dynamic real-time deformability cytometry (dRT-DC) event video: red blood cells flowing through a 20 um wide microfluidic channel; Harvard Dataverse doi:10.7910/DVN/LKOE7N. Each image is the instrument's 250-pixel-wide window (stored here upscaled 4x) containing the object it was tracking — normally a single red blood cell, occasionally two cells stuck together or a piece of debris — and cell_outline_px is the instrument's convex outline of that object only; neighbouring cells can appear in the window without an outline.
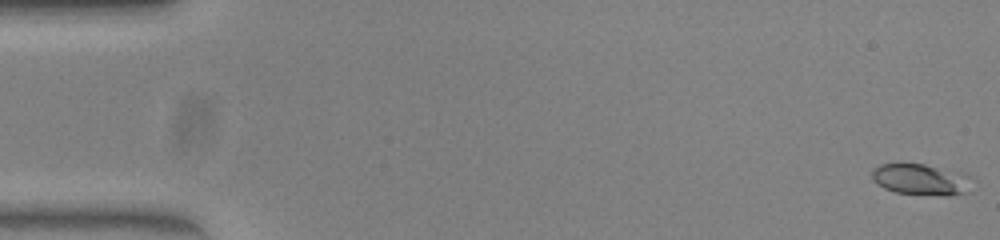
{"species": "common noctule bat (a hibernating species)", "species_latin": "Nyctalus noctula", "temperature_condition": "warm", "stored_images_in_passage": 51, "camera_frame_rate_fps": 3000, "um_per_image_px": 0.085, "animal": {"sex": "female", "body_mass_g": 23.0, "forearm_length_mm": 53.4}, "frame": {"image": 1, "passage_image": 1, "time_ms": 0.0, "image_size_px": [1000, 240], "cell_outline_px": [[968, 192], [948, 196], [896, 192], [884, 188], [872, 176], [872, 168], [880, 164], [924, 164], [936, 168], [960, 180]], "centroid_in_image_um": [77.96, 15.28], "position_along_channel_um": 7.0, "area_um2": 16.13}}
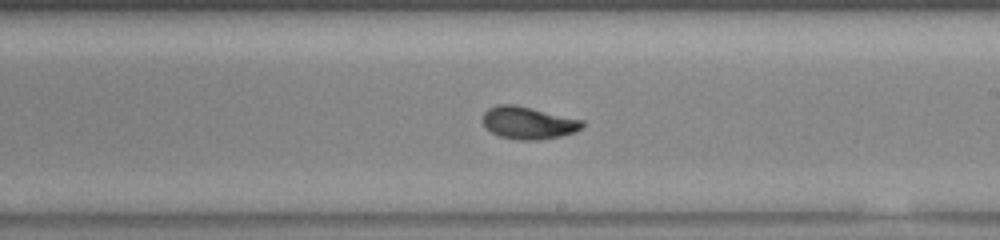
{"frame": {"image": 2, "passage_image": 30, "time_ms": 9.667, "image_size_px": [1000, 240], "cell_outline_px": [[584, 124], [580, 128], [572, 132], [560, 136], [540, 140], [520, 140], [500, 136], [492, 132], [484, 124], [484, 112], [488, 108], [500, 104], [512, 104], [584, 120]], "centroid_in_image_um": [44.9, 10.44], "position_along_channel_um": 244.1, "area_um2": 18.38}}
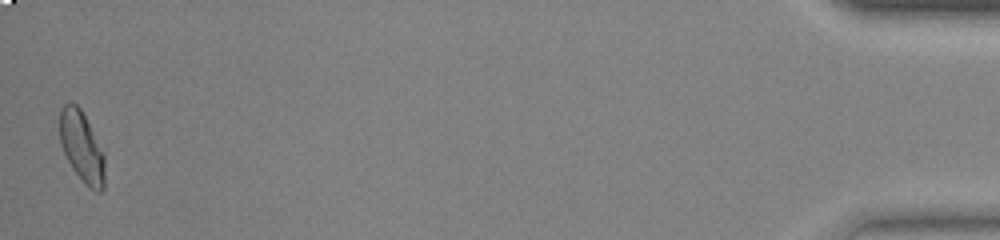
{"frame": {"image": 3, "passage_image": 51, "time_ms": 16.667, "image_size_px": [1000, 240], "cell_outline_px": [[104, 188], [100, 192], [96, 192], [72, 168], [60, 144], [60, 108], [64, 104], [76, 104], [80, 108], [104, 152]], "centroid_in_image_um": [6.95, 12.46], "position_along_channel_um": 428.2, "area_um2": 18.09}, "authors_computed_cell_mechanics": {"area_um2": 18.1492, "velocity_mm_per_s": 4.0088, "shape_relaxation_time_tau1_ms": 3.5589, "shape_relaxation_time_tau2_ms": 1.2237, "deformation_change_tau1": 0.1667, "deformation_change_tau2": 0.0443}}